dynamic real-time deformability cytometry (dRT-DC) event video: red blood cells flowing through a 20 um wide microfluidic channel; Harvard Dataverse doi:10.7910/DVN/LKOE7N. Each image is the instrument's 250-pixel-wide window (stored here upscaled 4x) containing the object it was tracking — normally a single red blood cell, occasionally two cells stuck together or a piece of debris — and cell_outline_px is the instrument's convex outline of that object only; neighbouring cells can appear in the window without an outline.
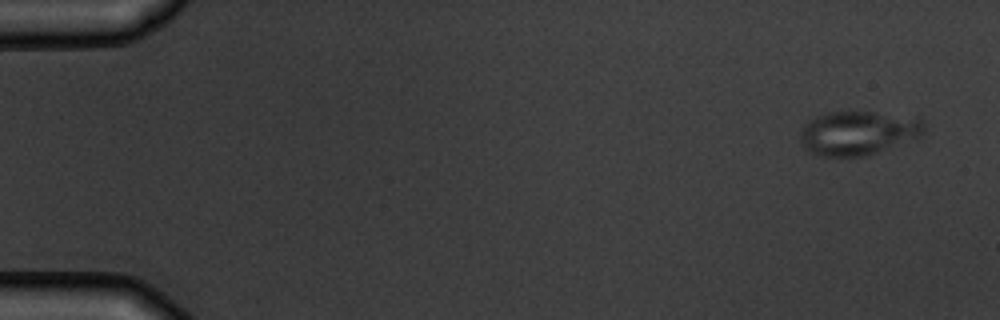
{"species": "common noctule bat (a hibernating species)", "species_latin": "Nyctalus noctula", "temperature_condition": "warm", "stored_images_in_passage": 5, "camera_frame_rate_fps": 3000, "um_per_image_px": 0.085, "animal": {"sex": "male", "body_mass_g": 19.5, "forearm_length_mm": 54.6}, "frame": {"image": 1, "passage_image": 1, "time_ms": 0.0, "image_size_px": [1000, 320], "cell_outline_px": [[924, 132], [920, 136], [868, 156], [820, 156], [808, 152], [804, 148], [800, 136], [800, 132], [804, 124], [808, 120], [824, 112], [848, 108], [920, 116], [924, 124]], "centroid_in_image_um": [72.94, 11.23], "position_along_channel_um": 12.1, "area_um2": 33.18}}